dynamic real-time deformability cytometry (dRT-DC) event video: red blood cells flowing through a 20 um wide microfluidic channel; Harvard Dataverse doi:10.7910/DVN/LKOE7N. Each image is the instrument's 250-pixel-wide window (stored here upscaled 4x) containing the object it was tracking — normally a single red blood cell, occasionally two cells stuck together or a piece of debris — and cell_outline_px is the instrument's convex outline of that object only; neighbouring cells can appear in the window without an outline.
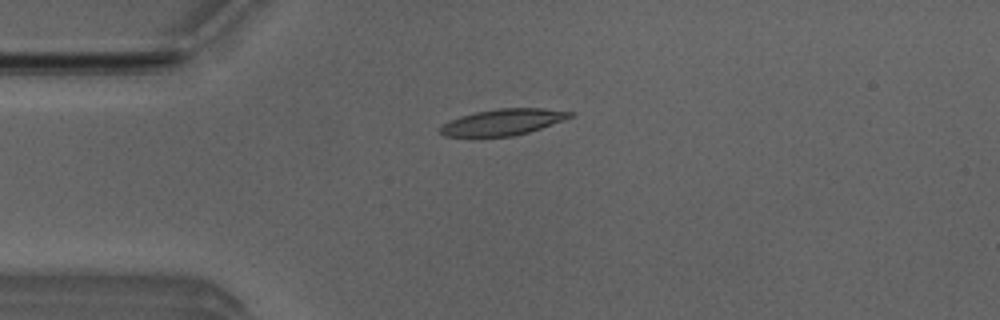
{"species": "Egyptian fruit bat (a non-hibernating species)", "species_latin": "Rousettus aegyptiacus", "temperature_condition": "room temperature", "stored_images_in_passage": 50, "camera_frame_rate_fps": 3000, "um_per_image_px": 0.085, "animal": {"sex": "male"}, "frame": {"image": 1, "passage_image": 11, "time_ms": 3.333, "image_size_px": [1000, 320], "cell_outline_px": [[576, 116], [528, 132], [512, 136], [444, 136], [440, 132], [440, 128], [448, 120], [460, 116], [476, 112], [496, 108], [544, 108], [576, 112]], "centroid_in_image_um": [42.8, 10.36], "position_along_channel_um": 42.2, "area_um2": 19.83}}
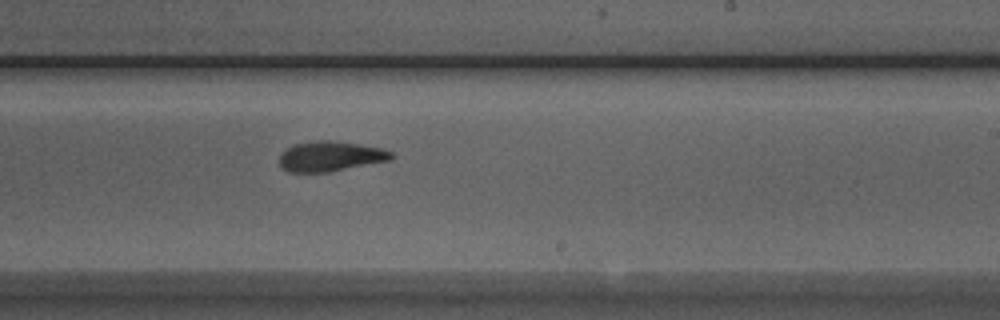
{"frame": {"image": 2, "passage_image": 29, "time_ms": 9.333, "image_size_px": [1000, 320], "cell_outline_px": [[396, 156], [392, 160], [328, 172], [288, 172], [280, 168], [280, 156], [292, 144], [316, 140], [328, 140], [384, 148], [392, 152]], "centroid_in_image_um": [28.11, 13.29], "position_along_channel_um": 260.9, "area_um2": 19.71}}
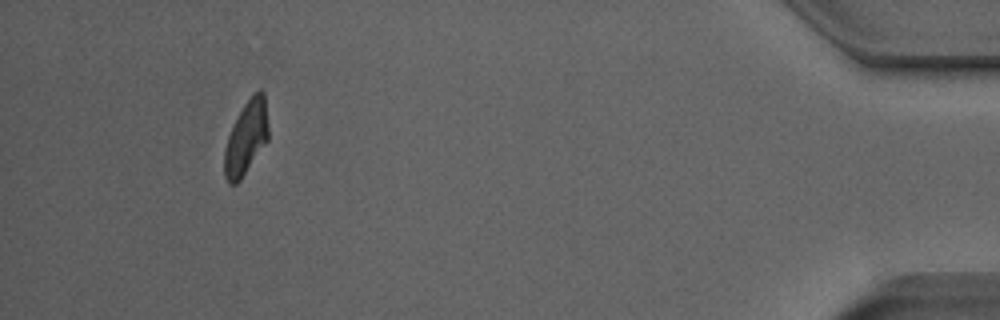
{"frame": {"image": 3, "passage_image": 46, "time_ms": 15.0, "image_size_px": [1000, 320], "cell_outline_px": [[268, 140], [240, 180], [236, 184], [228, 184], [224, 176], [224, 148], [228, 136], [244, 104], [252, 92], [260, 88], [264, 92], [268, 128]], "centroid_in_image_um": [20.92, 11.7], "position_along_channel_um": 414.3, "area_um2": 18.84}, "authors_computed_cell_mechanics": {"area_um2": 19.9121, "velocity_mm_per_s": 3.9827, "shape_relaxation_time_tau1_ms": 4.2887, "shape_relaxation_time_tau2_ms": 1.805, "deformation_change_tau1": 0.1595, "deformation_change_tau2": 0.0962}}